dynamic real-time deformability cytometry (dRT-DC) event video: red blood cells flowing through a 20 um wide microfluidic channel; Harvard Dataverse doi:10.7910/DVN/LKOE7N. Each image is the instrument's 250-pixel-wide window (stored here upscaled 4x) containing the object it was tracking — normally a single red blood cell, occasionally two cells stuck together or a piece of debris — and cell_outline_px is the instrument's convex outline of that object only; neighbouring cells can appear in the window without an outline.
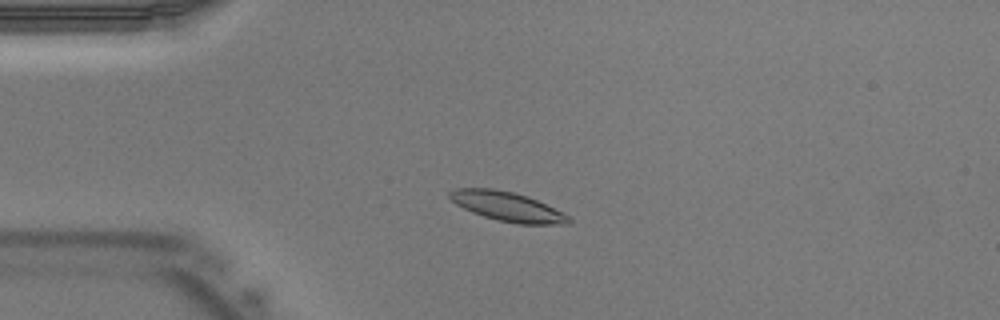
{"species": "Egyptian fruit bat (a non-hibernating species)", "species_latin": "Rousettus aegyptiacus", "temperature_condition": "warm", "stored_images_in_passage": 40, "camera_frame_rate_fps": 3000, "um_per_image_px": 0.085, "animal": {"sex": "male"}, "frame": {"image": 1, "passage_image": 8, "time_ms": 2.333, "image_size_px": [1000, 320], "cell_outline_px": [[572, 220], [568, 224], [516, 224], [484, 216], [472, 212], [456, 204], [448, 196], [448, 192], [456, 188], [492, 188], [512, 192], [528, 196], [564, 212]], "centroid_in_image_um": [43.14, 17.55], "position_along_channel_um": 41.9, "area_um2": 20.29}}
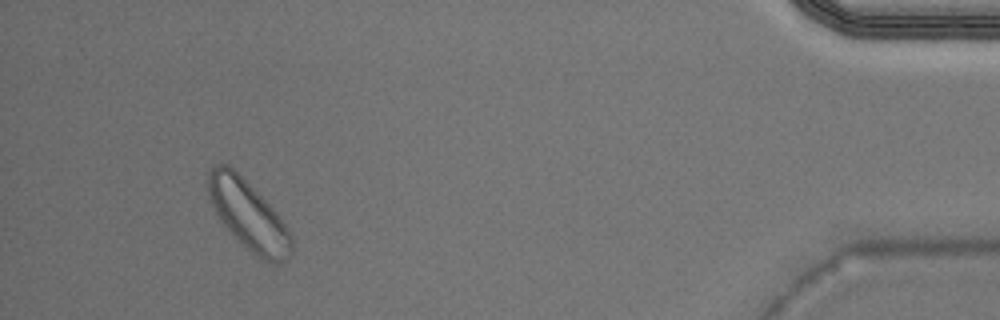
{"frame": {"image": 2, "passage_image": 37, "time_ms": 12.0, "image_size_px": [1000, 320], "cell_outline_px": [[292, 256], [276, 264], [268, 264], [240, 244], [220, 220], [208, 196], [208, 172], [216, 164], [228, 164], [276, 212], [288, 228], [292, 236]], "centroid_in_image_um": [21.12, 18.35], "position_along_channel_um": 414.1, "area_um2": 33.35}}